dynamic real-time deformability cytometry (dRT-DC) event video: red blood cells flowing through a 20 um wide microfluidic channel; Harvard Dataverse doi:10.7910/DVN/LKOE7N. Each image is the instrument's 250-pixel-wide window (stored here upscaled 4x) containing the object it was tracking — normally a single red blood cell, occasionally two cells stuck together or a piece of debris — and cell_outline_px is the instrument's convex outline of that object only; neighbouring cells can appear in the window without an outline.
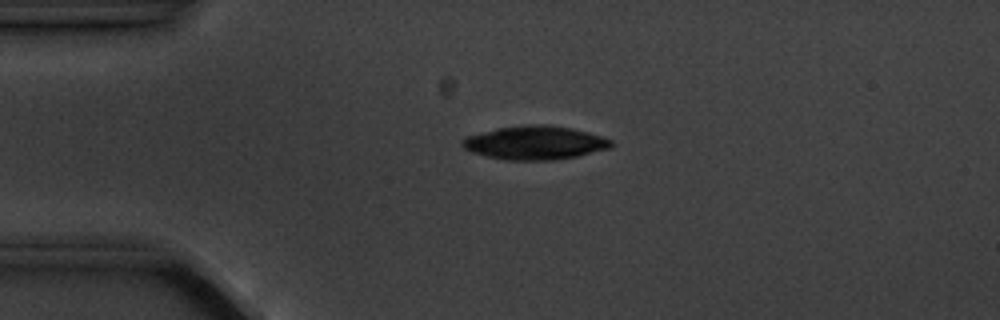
{"species": "common noctule bat (a hibernating species)", "species_latin": "Nyctalus noctula", "temperature_condition": "cold", "stored_images_in_passage": 3, "camera_frame_rate_fps": 3000, "um_per_image_px": 0.085, "animal": {"sex": "male", "body_mass_g": 20.1, "forearm_length_mm": 53.5}, "frame": {"image": 1, "passage_image": 2, "time_ms": 1.333, "image_size_px": [1000, 320], "cell_outline_px": [[612, 144], [608, 148], [576, 156], [552, 160], [504, 160], [472, 152], [464, 148], [460, 144], [460, 140], [464, 136], [496, 128], [528, 124], [548, 124], [572, 128], [588, 132], [612, 140]], "centroid_in_image_um": [45.4, 12.12], "position_along_channel_um": 39.6, "area_um2": 29.19}}